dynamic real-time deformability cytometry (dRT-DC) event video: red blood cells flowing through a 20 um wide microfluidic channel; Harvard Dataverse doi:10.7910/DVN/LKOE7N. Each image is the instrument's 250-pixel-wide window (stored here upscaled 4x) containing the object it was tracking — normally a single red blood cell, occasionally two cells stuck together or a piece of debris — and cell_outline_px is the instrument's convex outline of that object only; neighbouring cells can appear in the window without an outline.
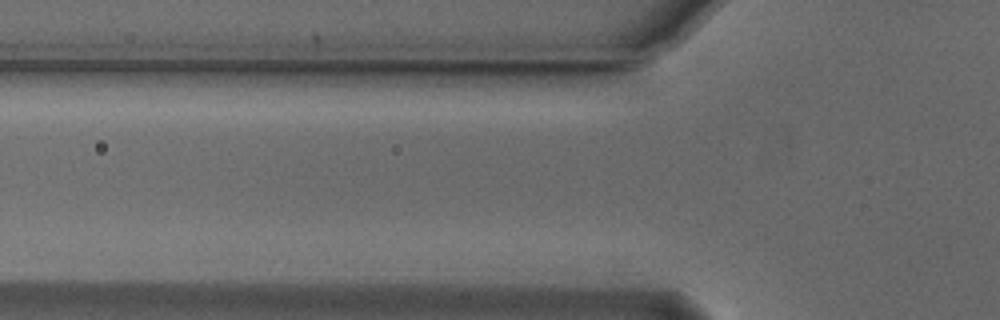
{"species": "Egyptian fruit bat (a non-hibernating species)", "species_latin": "Rousettus aegyptiacus", "temperature_condition": "cold", "stored_images_in_passage": 3, "camera_frame_rate_fps": 3000, "um_per_image_px": 0.085, "animal": {"sex": "male"}, "frame": {"image": 1, "passage_image": 2, "time_ms": 0.333, "image_size_px": [1000, 320], "cell_outline_px": [[596, 128], [524, 136], [500, 136], [436, 132], [424, 128], [424, 124], [452, 120], [580, 120], [592, 124]], "centroid_in_image_um": [43.16, 10.8], "position_along_channel_um": 82.6, "area_um2": 15.61}}